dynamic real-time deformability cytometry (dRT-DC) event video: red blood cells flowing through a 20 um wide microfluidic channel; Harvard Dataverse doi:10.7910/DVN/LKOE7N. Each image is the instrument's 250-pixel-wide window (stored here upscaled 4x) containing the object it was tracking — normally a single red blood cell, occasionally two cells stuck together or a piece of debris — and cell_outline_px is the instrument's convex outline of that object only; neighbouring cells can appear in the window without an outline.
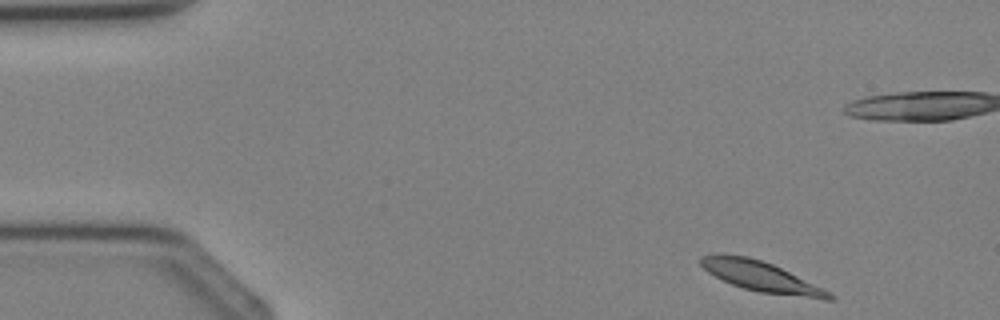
{"species": "Egyptian fruit bat (a non-hibernating species)", "species_latin": "Rousettus aegyptiacus", "temperature_condition": "cold", "stored_images_in_passage": 35, "camera_frame_rate_fps": 3000, "um_per_image_px": 0.085, "animal": {"sex": "female"}, "frame": {"image": 1, "passage_image": 1, "time_ms": 0.0, "image_size_px": [1000, 320], "cell_outline_px": [[836, 296], [832, 300], [824, 300], [760, 292], [744, 288], [732, 284], [708, 272], [700, 264], [700, 256], [748, 256], [772, 264]], "centroid_in_image_um": [64.72, 23.54], "position_along_channel_um": 20.3, "area_um2": 21.5}}
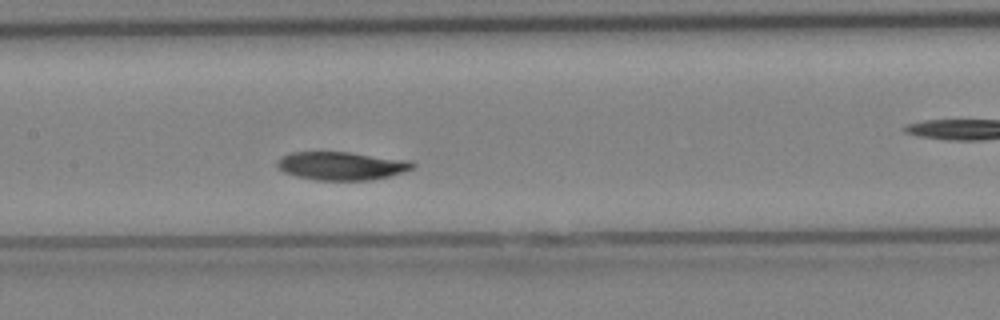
{"frame": {"image": 2, "passage_image": 15, "time_ms": 4.667, "image_size_px": [1000, 320], "cell_outline_px": [[416, 164], [412, 168], [388, 176], [372, 180], [316, 180], [296, 176], [284, 172], [276, 164], [280, 156], [292, 152], [348, 152], [412, 160]], "centroid_in_image_um": [29.02, 14.09], "position_along_channel_um": 178.4, "area_um2": 22.25}}
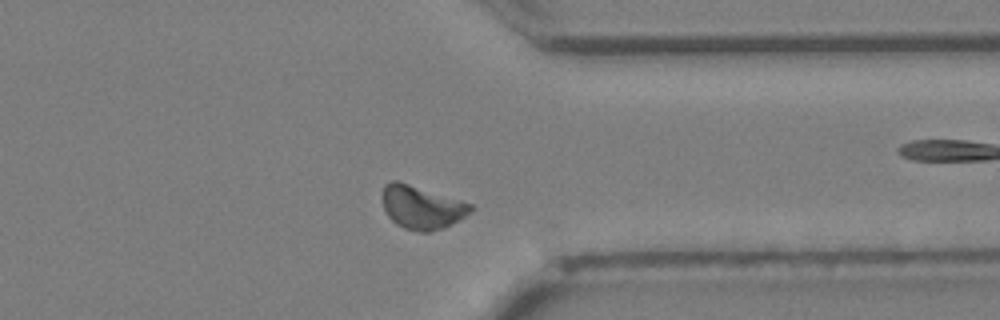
{"frame": {"image": 3, "passage_image": 26, "time_ms": 8.333, "image_size_px": [1000, 320], "cell_outline_px": [[476, 208], [472, 212], [444, 228], [428, 232], [420, 232], [404, 228], [396, 224], [388, 216], [384, 208], [380, 196], [384, 184], [392, 180], [396, 180], [460, 200], [472, 204]], "centroid_in_image_um": [35.82, 17.62], "position_along_channel_um": 375.6, "area_um2": 22.37}}